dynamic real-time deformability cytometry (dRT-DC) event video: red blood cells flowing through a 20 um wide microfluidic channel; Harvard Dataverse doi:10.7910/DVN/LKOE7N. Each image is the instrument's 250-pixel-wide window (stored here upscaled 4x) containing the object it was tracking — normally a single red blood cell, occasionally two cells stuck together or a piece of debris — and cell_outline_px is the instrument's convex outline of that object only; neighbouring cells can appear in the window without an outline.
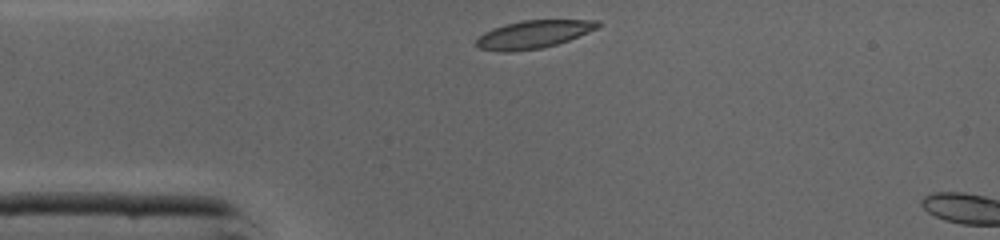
{"species": "common noctule bat (a hibernating species)", "species_latin": "Nyctalus noctula", "temperature_condition": "cold", "stored_images_in_passage": 3, "camera_frame_rate_fps": 3000, "um_per_image_px": 0.085, "animal": {"sex": "male", "body_mass_g": 19.0, "forearm_length_mm": 50.8}, "frame": {"image": 1, "passage_image": 1, "time_ms": 0.0, "image_size_px": [1000, 240], "cell_outline_px": [[600, 24], [596, 28], [588, 32], [568, 40], [556, 44], [540, 48], [512, 52], [496, 52], [480, 48], [476, 44], [476, 40], [484, 32], [492, 28], [524, 20], [600, 20]], "centroid_in_image_um": [45.31, 2.93], "position_along_channel_um": 39.7, "area_um2": 19.54}}